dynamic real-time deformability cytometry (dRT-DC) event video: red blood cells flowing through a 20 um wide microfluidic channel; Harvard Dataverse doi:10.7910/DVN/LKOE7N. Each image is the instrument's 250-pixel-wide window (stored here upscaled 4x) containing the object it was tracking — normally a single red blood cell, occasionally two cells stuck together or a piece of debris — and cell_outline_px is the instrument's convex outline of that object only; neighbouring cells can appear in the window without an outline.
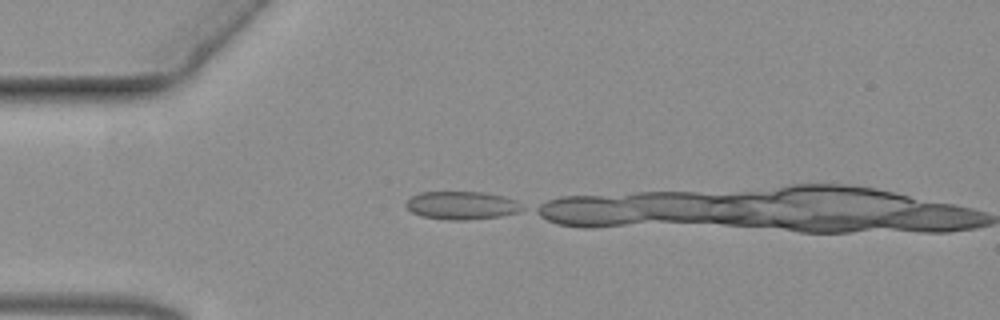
{"species": "common noctule bat (a hibernating species)", "species_latin": "Nyctalus noctula", "temperature_condition": "warm", "stored_images_in_passage": 6, "camera_frame_rate_fps": 3000, "um_per_image_px": 0.085, "animal": {"sex": "female", "body_mass_g": 19.3, "forearm_length_mm": 54.1}, "frame": {"image": 1, "passage_image": 1, "time_ms": 0.0, "image_size_px": [1000, 320], "cell_outline_px": [[524, 208], [520, 212], [500, 216], [468, 220], [448, 220], [420, 216], [412, 212], [404, 204], [412, 196], [420, 192], [484, 192], [504, 196], [516, 200]], "centroid_in_image_um": [39.26, 17.46], "position_along_channel_um": 45.7, "area_um2": 19.13}}